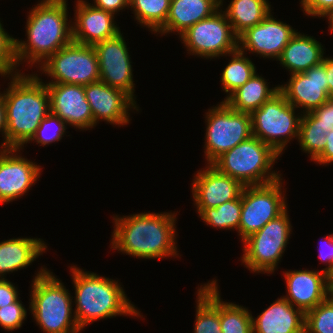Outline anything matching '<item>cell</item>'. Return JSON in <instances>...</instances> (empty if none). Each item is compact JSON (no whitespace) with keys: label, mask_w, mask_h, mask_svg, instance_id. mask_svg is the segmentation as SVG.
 I'll list each match as a JSON object with an SVG mask.
<instances>
[{"label":"cell","mask_w":333,"mask_h":333,"mask_svg":"<svg viewBox=\"0 0 333 333\" xmlns=\"http://www.w3.org/2000/svg\"><path fill=\"white\" fill-rule=\"evenodd\" d=\"M84 91L93 114V128L99 121L125 126L132 120L130 110L139 112L140 107L128 94L102 81L85 85Z\"/></svg>","instance_id":"2e32d148"},{"label":"cell","mask_w":333,"mask_h":333,"mask_svg":"<svg viewBox=\"0 0 333 333\" xmlns=\"http://www.w3.org/2000/svg\"><path fill=\"white\" fill-rule=\"evenodd\" d=\"M289 78L286 83L278 85L279 91L292 106L299 108L302 114L319 108L330 99L325 57L319 65L303 73L292 74Z\"/></svg>","instance_id":"e0dca14e"},{"label":"cell","mask_w":333,"mask_h":333,"mask_svg":"<svg viewBox=\"0 0 333 333\" xmlns=\"http://www.w3.org/2000/svg\"><path fill=\"white\" fill-rule=\"evenodd\" d=\"M318 247V258L324 263L322 270L329 276L333 273V233L322 237Z\"/></svg>","instance_id":"f35d334b"},{"label":"cell","mask_w":333,"mask_h":333,"mask_svg":"<svg viewBox=\"0 0 333 333\" xmlns=\"http://www.w3.org/2000/svg\"><path fill=\"white\" fill-rule=\"evenodd\" d=\"M26 318L27 309L19 298L14 303L0 306V326L8 332L21 328Z\"/></svg>","instance_id":"8d00e7d4"},{"label":"cell","mask_w":333,"mask_h":333,"mask_svg":"<svg viewBox=\"0 0 333 333\" xmlns=\"http://www.w3.org/2000/svg\"><path fill=\"white\" fill-rule=\"evenodd\" d=\"M171 0H129L134 19L142 28L156 33L166 22Z\"/></svg>","instance_id":"4dcf8cb0"},{"label":"cell","mask_w":333,"mask_h":333,"mask_svg":"<svg viewBox=\"0 0 333 333\" xmlns=\"http://www.w3.org/2000/svg\"><path fill=\"white\" fill-rule=\"evenodd\" d=\"M268 84L262 74L256 72L223 101L237 112L251 113L279 91V86L271 88Z\"/></svg>","instance_id":"4316f807"},{"label":"cell","mask_w":333,"mask_h":333,"mask_svg":"<svg viewBox=\"0 0 333 333\" xmlns=\"http://www.w3.org/2000/svg\"><path fill=\"white\" fill-rule=\"evenodd\" d=\"M271 8L269 0H230L223 11L233 32L239 36L260 23L273 10Z\"/></svg>","instance_id":"83f0119b"},{"label":"cell","mask_w":333,"mask_h":333,"mask_svg":"<svg viewBox=\"0 0 333 333\" xmlns=\"http://www.w3.org/2000/svg\"><path fill=\"white\" fill-rule=\"evenodd\" d=\"M41 238L17 237L0 242V278L26 269L48 249ZM6 275V276H5Z\"/></svg>","instance_id":"d4e9b609"},{"label":"cell","mask_w":333,"mask_h":333,"mask_svg":"<svg viewBox=\"0 0 333 333\" xmlns=\"http://www.w3.org/2000/svg\"><path fill=\"white\" fill-rule=\"evenodd\" d=\"M298 143L300 150L307 153L311 161H314L324 150L326 134L311 112L304 113L300 119Z\"/></svg>","instance_id":"1f68e13d"},{"label":"cell","mask_w":333,"mask_h":333,"mask_svg":"<svg viewBox=\"0 0 333 333\" xmlns=\"http://www.w3.org/2000/svg\"><path fill=\"white\" fill-rule=\"evenodd\" d=\"M242 208V192L235 199L212 208H196L199 218L215 229L236 230L238 233Z\"/></svg>","instance_id":"f546056e"},{"label":"cell","mask_w":333,"mask_h":333,"mask_svg":"<svg viewBox=\"0 0 333 333\" xmlns=\"http://www.w3.org/2000/svg\"><path fill=\"white\" fill-rule=\"evenodd\" d=\"M311 113L319 119V125L324 129L325 134L333 130V98L324 102Z\"/></svg>","instance_id":"ab89813d"},{"label":"cell","mask_w":333,"mask_h":333,"mask_svg":"<svg viewBox=\"0 0 333 333\" xmlns=\"http://www.w3.org/2000/svg\"><path fill=\"white\" fill-rule=\"evenodd\" d=\"M282 178L264 185L244 186L238 228L241 241L258 232L288 208Z\"/></svg>","instance_id":"7c38bea8"},{"label":"cell","mask_w":333,"mask_h":333,"mask_svg":"<svg viewBox=\"0 0 333 333\" xmlns=\"http://www.w3.org/2000/svg\"><path fill=\"white\" fill-rule=\"evenodd\" d=\"M72 21L73 41L94 46L121 32L115 14L92 6L87 0H76Z\"/></svg>","instance_id":"44dd1931"},{"label":"cell","mask_w":333,"mask_h":333,"mask_svg":"<svg viewBox=\"0 0 333 333\" xmlns=\"http://www.w3.org/2000/svg\"><path fill=\"white\" fill-rule=\"evenodd\" d=\"M1 19V18H0ZM0 20V76L6 79L21 73L15 56V38L4 29ZM6 77V78H4Z\"/></svg>","instance_id":"d590c367"},{"label":"cell","mask_w":333,"mask_h":333,"mask_svg":"<svg viewBox=\"0 0 333 333\" xmlns=\"http://www.w3.org/2000/svg\"><path fill=\"white\" fill-rule=\"evenodd\" d=\"M68 0H40L28 12L27 40L15 38V56L20 67H39L51 55L73 41ZM69 19V20H68ZM22 62V63H21Z\"/></svg>","instance_id":"3957f363"},{"label":"cell","mask_w":333,"mask_h":333,"mask_svg":"<svg viewBox=\"0 0 333 333\" xmlns=\"http://www.w3.org/2000/svg\"><path fill=\"white\" fill-rule=\"evenodd\" d=\"M69 268L75 290L72 297L74 314L81 331L101 319L122 315L143 317L141 311L128 299L119 280L84 271L76 265Z\"/></svg>","instance_id":"277c9868"},{"label":"cell","mask_w":333,"mask_h":333,"mask_svg":"<svg viewBox=\"0 0 333 333\" xmlns=\"http://www.w3.org/2000/svg\"><path fill=\"white\" fill-rule=\"evenodd\" d=\"M39 74L9 76L8 87L0 92L6 109L5 148L23 150L42 120L50 113V98L46 82Z\"/></svg>","instance_id":"7a4b0ae2"},{"label":"cell","mask_w":333,"mask_h":333,"mask_svg":"<svg viewBox=\"0 0 333 333\" xmlns=\"http://www.w3.org/2000/svg\"><path fill=\"white\" fill-rule=\"evenodd\" d=\"M280 157L271 146L251 136L224 152L211 165L243 186L264 185L281 178L280 171L273 170Z\"/></svg>","instance_id":"8992f818"},{"label":"cell","mask_w":333,"mask_h":333,"mask_svg":"<svg viewBox=\"0 0 333 333\" xmlns=\"http://www.w3.org/2000/svg\"><path fill=\"white\" fill-rule=\"evenodd\" d=\"M37 69L50 77L47 83L88 85L100 81L99 64L93 46L74 41L51 55Z\"/></svg>","instance_id":"8fae6325"},{"label":"cell","mask_w":333,"mask_h":333,"mask_svg":"<svg viewBox=\"0 0 333 333\" xmlns=\"http://www.w3.org/2000/svg\"><path fill=\"white\" fill-rule=\"evenodd\" d=\"M175 212H144L113 218L111 250L139 259L180 258Z\"/></svg>","instance_id":"6da1fadb"},{"label":"cell","mask_w":333,"mask_h":333,"mask_svg":"<svg viewBox=\"0 0 333 333\" xmlns=\"http://www.w3.org/2000/svg\"><path fill=\"white\" fill-rule=\"evenodd\" d=\"M50 112L74 129L93 128V114L87 102L84 85L46 83Z\"/></svg>","instance_id":"ac0fdd59"},{"label":"cell","mask_w":333,"mask_h":333,"mask_svg":"<svg viewBox=\"0 0 333 333\" xmlns=\"http://www.w3.org/2000/svg\"><path fill=\"white\" fill-rule=\"evenodd\" d=\"M67 127V124L63 120L50 112L42 120L28 144L32 141L39 144L38 146H49L51 143H56L66 135Z\"/></svg>","instance_id":"e575fe53"},{"label":"cell","mask_w":333,"mask_h":333,"mask_svg":"<svg viewBox=\"0 0 333 333\" xmlns=\"http://www.w3.org/2000/svg\"><path fill=\"white\" fill-rule=\"evenodd\" d=\"M304 333H333V295L305 313Z\"/></svg>","instance_id":"836d02e7"},{"label":"cell","mask_w":333,"mask_h":333,"mask_svg":"<svg viewBox=\"0 0 333 333\" xmlns=\"http://www.w3.org/2000/svg\"><path fill=\"white\" fill-rule=\"evenodd\" d=\"M299 4L305 15L319 19L333 8V0H301Z\"/></svg>","instance_id":"74e56055"},{"label":"cell","mask_w":333,"mask_h":333,"mask_svg":"<svg viewBox=\"0 0 333 333\" xmlns=\"http://www.w3.org/2000/svg\"><path fill=\"white\" fill-rule=\"evenodd\" d=\"M319 165L333 163V130L326 134V144L323 152L313 161Z\"/></svg>","instance_id":"7bdbcfd3"},{"label":"cell","mask_w":333,"mask_h":333,"mask_svg":"<svg viewBox=\"0 0 333 333\" xmlns=\"http://www.w3.org/2000/svg\"><path fill=\"white\" fill-rule=\"evenodd\" d=\"M327 18L328 20V28H329V30L328 31H330V33L332 34L333 33V8L328 12V13H326L324 16H323V18Z\"/></svg>","instance_id":"bcb514c9"},{"label":"cell","mask_w":333,"mask_h":333,"mask_svg":"<svg viewBox=\"0 0 333 333\" xmlns=\"http://www.w3.org/2000/svg\"><path fill=\"white\" fill-rule=\"evenodd\" d=\"M330 288L333 289V273L330 275Z\"/></svg>","instance_id":"7dc6e473"},{"label":"cell","mask_w":333,"mask_h":333,"mask_svg":"<svg viewBox=\"0 0 333 333\" xmlns=\"http://www.w3.org/2000/svg\"><path fill=\"white\" fill-rule=\"evenodd\" d=\"M220 8V0H171L168 18L155 33L181 35L197 22L210 17Z\"/></svg>","instance_id":"603a6c76"},{"label":"cell","mask_w":333,"mask_h":333,"mask_svg":"<svg viewBox=\"0 0 333 333\" xmlns=\"http://www.w3.org/2000/svg\"><path fill=\"white\" fill-rule=\"evenodd\" d=\"M324 51V46L314 36L302 34L297 30L277 61H280L279 64L289 75L303 73L323 62Z\"/></svg>","instance_id":"cb8c5ba5"},{"label":"cell","mask_w":333,"mask_h":333,"mask_svg":"<svg viewBox=\"0 0 333 333\" xmlns=\"http://www.w3.org/2000/svg\"><path fill=\"white\" fill-rule=\"evenodd\" d=\"M223 1L220 0V8L210 17L197 22L178 36L188 54L211 60L220 56L227 58V54L238 49V36L222 9Z\"/></svg>","instance_id":"30bf717a"},{"label":"cell","mask_w":333,"mask_h":333,"mask_svg":"<svg viewBox=\"0 0 333 333\" xmlns=\"http://www.w3.org/2000/svg\"><path fill=\"white\" fill-rule=\"evenodd\" d=\"M305 313L282 296L257 318L252 316L253 333H304Z\"/></svg>","instance_id":"7402d4cb"},{"label":"cell","mask_w":333,"mask_h":333,"mask_svg":"<svg viewBox=\"0 0 333 333\" xmlns=\"http://www.w3.org/2000/svg\"><path fill=\"white\" fill-rule=\"evenodd\" d=\"M297 32L291 25L274 18L272 11L258 24L238 36V49L259 57L278 60L284 47Z\"/></svg>","instance_id":"9a60e30c"},{"label":"cell","mask_w":333,"mask_h":333,"mask_svg":"<svg viewBox=\"0 0 333 333\" xmlns=\"http://www.w3.org/2000/svg\"><path fill=\"white\" fill-rule=\"evenodd\" d=\"M248 308L226 302L220 296V325L222 333H253L252 313Z\"/></svg>","instance_id":"d6a6232c"},{"label":"cell","mask_w":333,"mask_h":333,"mask_svg":"<svg viewBox=\"0 0 333 333\" xmlns=\"http://www.w3.org/2000/svg\"><path fill=\"white\" fill-rule=\"evenodd\" d=\"M92 6L109 11L117 15L124 8L129 9V0H93Z\"/></svg>","instance_id":"b9f144b4"},{"label":"cell","mask_w":333,"mask_h":333,"mask_svg":"<svg viewBox=\"0 0 333 333\" xmlns=\"http://www.w3.org/2000/svg\"><path fill=\"white\" fill-rule=\"evenodd\" d=\"M288 208L242 241L240 261L251 273L274 274L292 234Z\"/></svg>","instance_id":"52a82bcc"},{"label":"cell","mask_w":333,"mask_h":333,"mask_svg":"<svg viewBox=\"0 0 333 333\" xmlns=\"http://www.w3.org/2000/svg\"><path fill=\"white\" fill-rule=\"evenodd\" d=\"M20 293L15 283L10 282L6 278H0V306H6L14 303Z\"/></svg>","instance_id":"60d3db41"},{"label":"cell","mask_w":333,"mask_h":333,"mask_svg":"<svg viewBox=\"0 0 333 333\" xmlns=\"http://www.w3.org/2000/svg\"><path fill=\"white\" fill-rule=\"evenodd\" d=\"M191 185L195 208L218 207L237 199L244 188L238 180L220 173L211 164L197 170Z\"/></svg>","instance_id":"ffe728a7"},{"label":"cell","mask_w":333,"mask_h":333,"mask_svg":"<svg viewBox=\"0 0 333 333\" xmlns=\"http://www.w3.org/2000/svg\"><path fill=\"white\" fill-rule=\"evenodd\" d=\"M37 271L28 309L36 325L44 333H81L72 308L73 296L62 280L44 265Z\"/></svg>","instance_id":"5b68a950"},{"label":"cell","mask_w":333,"mask_h":333,"mask_svg":"<svg viewBox=\"0 0 333 333\" xmlns=\"http://www.w3.org/2000/svg\"><path fill=\"white\" fill-rule=\"evenodd\" d=\"M21 151L0 147V204L21 199L39 181L41 166L21 156Z\"/></svg>","instance_id":"5bb4252c"},{"label":"cell","mask_w":333,"mask_h":333,"mask_svg":"<svg viewBox=\"0 0 333 333\" xmlns=\"http://www.w3.org/2000/svg\"><path fill=\"white\" fill-rule=\"evenodd\" d=\"M93 47L98 57L100 81L123 90L137 103L131 55L123 33L120 32Z\"/></svg>","instance_id":"4fadbf2b"},{"label":"cell","mask_w":333,"mask_h":333,"mask_svg":"<svg viewBox=\"0 0 333 333\" xmlns=\"http://www.w3.org/2000/svg\"><path fill=\"white\" fill-rule=\"evenodd\" d=\"M239 49L227 54L231 58L224 67L220 82L226 93L224 100L237 88L243 86L257 71L253 61Z\"/></svg>","instance_id":"f1b7e54d"},{"label":"cell","mask_w":333,"mask_h":333,"mask_svg":"<svg viewBox=\"0 0 333 333\" xmlns=\"http://www.w3.org/2000/svg\"><path fill=\"white\" fill-rule=\"evenodd\" d=\"M286 283V299L304 313L315 308L331 295L330 276L323 270L283 271Z\"/></svg>","instance_id":"d6986e66"},{"label":"cell","mask_w":333,"mask_h":333,"mask_svg":"<svg viewBox=\"0 0 333 333\" xmlns=\"http://www.w3.org/2000/svg\"><path fill=\"white\" fill-rule=\"evenodd\" d=\"M217 280L197 287L194 333H222L220 325V292Z\"/></svg>","instance_id":"484cf974"},{"label":"cell","mask_w":333,"mask_h":333,"mask_svg":"<svg viewBox=\"0 0 333 333\" xmlns=\"http://www.w3.org/2000/svg\"><path fill=\"white\" fill-rule=\"evenodd\" d=\"M326 76L328 81V92L330 98H333V57H325Z\"/></svg>","instance_id":"f6af8a7d"},{"label":"cell","mask_w":333,"mask_h":333,"mask_svg":"<svg viewBox=\"0 0 333 333\" xmlns=\"http://www.w3.org/2000/svg\"><path fill=\"white\" fill-rule=\"evenodd\" d=\"M205 112L204 157L212 164L224 152L253 136L250 113L237 112L224 101Z\"/></svg>","instance_id":"9c48e42d"},{"label":"cell","mask_w":333,"mask_h":333,"mask_svg":"<svg viewBox=\"0 0 333 333\" xmlns=\"http://www.w3.org/2000/svg\"><path fill=\"white\" fill-rule=\"evenodd\" d=\"M6 109L3 97L0 95V134H2L3 142L1 143V148H5V135H6Z\"/></svg>","instance_id":"ee69618b"},{"label":"cell","mask_w":333,"mask_h":333,"mask_svg":"<svg viewBox=\"0 0 333 333\" xmlns=\"http://www.w3.org/2000/svg\"><path fill=\"white\" fill-rule=\"evenodd\" d=\"M297 111L278 91L259 109L250 113L253 136L281 156L292 139L298 140L302 113Z\"/></svg>","instance_id":"ba28073f"}]
</instances>
